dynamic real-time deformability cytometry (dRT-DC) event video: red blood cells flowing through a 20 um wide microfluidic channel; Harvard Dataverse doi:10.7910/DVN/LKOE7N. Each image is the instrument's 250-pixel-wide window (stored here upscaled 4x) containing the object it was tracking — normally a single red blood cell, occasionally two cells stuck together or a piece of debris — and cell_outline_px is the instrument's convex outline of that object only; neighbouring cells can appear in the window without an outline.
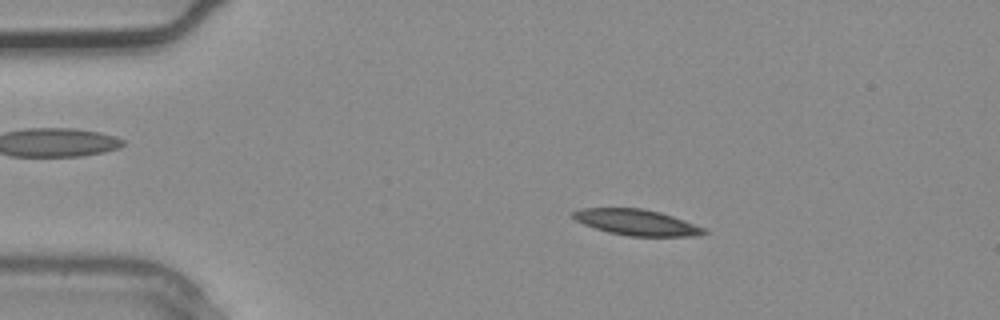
{"species": "common noctule bat (a hibernating species)", "species_latin": "Nyctalus noctula", "temperature_condition": "warm", "stored_images_in_passage": 4, "camera_frame_rate_fps": 3000, "um_per_image_px": 0.085, "animal": {"sex": "male", "body_mass_g": 20.4}, "frame": {"image": 1, "passage_image": 2, "time_ms": 0.333, "image_size_px": [1000, 320], "cell_outline_px": [[708, 232], [700, 236], [628, 236], [608, 232], [584, 224], [576, 220], [572, 216], [572, 212], [580, 208], [640, 208], [660, 212], [684, 220], [704, 228]], "centroid_in_image_um": [54.12, 18.9], "position_along_channel_um": 30.9, "area_um2": 19.65}}